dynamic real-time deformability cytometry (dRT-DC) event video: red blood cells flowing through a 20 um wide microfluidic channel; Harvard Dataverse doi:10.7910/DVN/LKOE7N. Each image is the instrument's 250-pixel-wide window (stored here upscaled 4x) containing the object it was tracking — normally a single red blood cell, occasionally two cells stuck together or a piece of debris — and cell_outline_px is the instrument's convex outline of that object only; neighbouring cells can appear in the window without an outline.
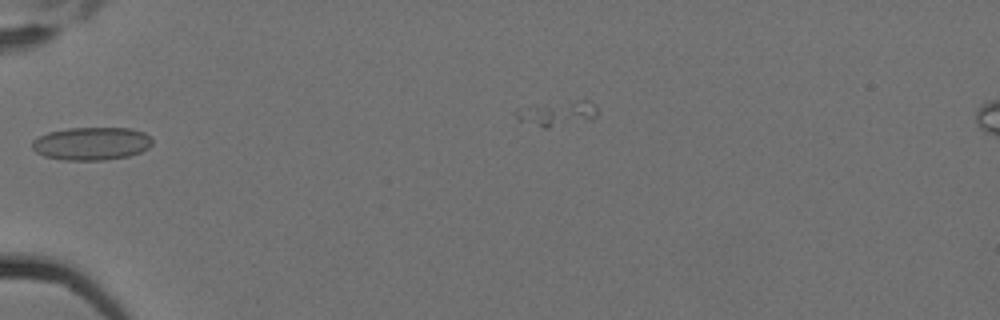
{"species": "Egyptian fruit bat (a non-hibernating species)", "species_latin": "Rousettus aegyptiacus", "temperature_condition": "cold", "stored_images_in_passage": 7, "segment_of_instrument_passage": [1, 2], "camera_frame_rate_fps": 3000, "um_per_image_px": 0.085, "animal": {"sex": "female"}, "frame": {"image": 1, "passage_image": 6, "time_ms": 1.667, "image_size_px": [1000, 320], "cell_outline_px": [[152, 144], [148, 148], [140, 152], [128, 156], [104, 160], [64, 160], [44, 156], [36, 152], [32, 148], [32, 140], [48, 132], [68, 128], [132, 128], [144, 132], [152, 140]], "centroid_in_image_um": [7.77, 12.2], "position_along_channel_um": 77.2, "area_um2": 23.12}}